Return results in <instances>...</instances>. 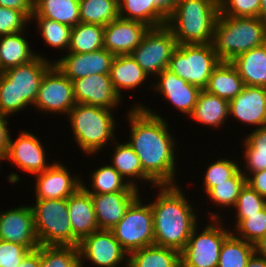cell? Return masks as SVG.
<instances>
[{"label":"cell","instance_id":"1","mask_svg":"<svg viewBox=\"0 0 266 267\" xmlns=\"http://www.w3.org/2000/svg\"><path fill=\"white\" fill-rule=\"evenodd\" d=\"M133 107L127 113L131 128L127 143L140 159L143 172L156 185H175L176 146L168 123L145 105Z\"/></svg>","mask_w":266,"mask_h":267},{"label":"cell","instance_id":"2","mask_svg":"<svg viewBox=\"0 0 266 267\" xmlns=\"http://www.w3.org/2000/svg\"><path fill=\"white\" fill-rule=\"evenodd\" d=\"M157 187L161 191L150 203L154 220V245L181 252L198 225L197 216L177 184Z\"/></svg>","mask_w":266,"mask_h":267},{"label":"cell","instance_id":"3","mask_svg":"<svg viewBox=\"0 0 266 267\" xmlns=\"http://www.w3.org/2000/svg\"><path fill=\"white\" fill-rule=\"evenodd\" d=\"M37 53L28 63L0 74V114L9 116L34 105L45 72L53 65Z\"/></svg>","mask_w":266,"mask_h":267},{"label":"cell","instance_id":"4","mask_svg":"<svg viewBox=\"0 0 266 267\" xmlns=\"http://www.w3.org/2000/svg\"><path fill=\"white\" fill-rule=\"evenodd\" d=\"M266 43V23L259 17L218 15L212 47L220 61L231 62L237 56Z\"/></svg>","mask_w":266,"mask_h":267},{"label":"cell","instance_id":"5","mask_svg":"<svg viewBox=\"0 0 266 267\" xmlns=\"http://www.w3.org/2000/svg\"><path fill=\"white\" fill-rule=\"evenodd\" d=\"M219 12V0H180L166 26L177 44H209Z\"/></svg>","mask_w":266,"mask_h":267},{"label":"cell","instance_id":"6","mask_svg":"<svg viewBox=\"0 0 266 267\" xmlns=\"http://www.w3.org/2000/svg\"><path fill=\"white\" fill-rule=\"evenodd\" d=\"M67 115L74 139L84 153L96 154L107 142L116 139V119L111 109L76 103Z\"/></svg>","mask_w":266,"mask_h":267},{"label":"cell","instance_id":"7","mask_svg":"<svg viewBox=\"0 0 266 267\" xmlns=\"http://www.w3.org/2000/svg\"><path fill=\"white\" fill-rule=\"evenodd\" d=\"M31 206L35 231L40 245L76 246L79 241L73 236L66 199H36Z\"/></svg>","mask_w":266,"mask_h":267},{"label":"cell","instance_id":"8","mask_svg":"<svg viewBox=\"0 0 266 267\" xmlns=\"http://www.w3.org/2000/svg\"><path fill=\"white\" fill-rule=\"evenodd\" d=\"M220 63L212 44H178L168 70L204 90L213 69Z\"/></svg>","mask_w":266,"mask_h":267},{"label":"cell","instance_id":"9","mask_svg":"<svg viewBox=\"0 0 266 267\" xmlns=\"http://www.w3.org/2000/svg\"><path fill=\"white\" fill-rule=\"evenodd\" d=\"M211 222L202 232L193 229L187 244L181 251V267H217L223 241L232 232L224 229L219 214L209 213ZM219 220V221H218Z\"/></svg>","mask_w":266,"mask_h":267},{"label":"cell","instance_id":"10","mask_svg":"<svg viewBox=\"0 0 266 267\" xmlns=\"http://www.w3.org/2000/svg\"><path fill=\"white\" fill-rule=\"evenodd\" d=\"M141 201L138 195L126 209L123 218L111 229L115 239L128 254L154 245L151 205Z\"/></svg>","mask_w":266,"mask_h":267},{"label":"cell","instance_id":"11","mask_svg":"<svg viewBox=\"0 0 266 267\" xmlns=\"http://www.w3.org/2000/svg\"><path fill=\"white\" fill-rule=\"evenodd\" d=\"M177 45L174 35L166 25L149 28L131 55L148 76H155L168 68Z\"/></svg>","mask_w":266,"mask_h":267},{"label":"cell","instance_id":"12","mask_svg":"<svg viewBox=\"0 0 266 267\" xmlns=\"http://www.w3.org/2000/svg\"><path fill=\"white\" fill-rule=\"evenodd\" d=\"M75 105L72 81L53 64L41 80L33 106L46 113L67 115Z\"/></svg>","mask_w":266,"mask_h":267},{"label":"cell","instance_id":"13","mask_svg":"<svg viewBox=\"0 0 266 267\" xmlns=\"http://www.w3.org/2000/svg\"><path fill=\"white\" fill-rule=\"evenodd\" d=\"M78 249L81 267H84L83 261L86 259L99 267H117L125 260L128 267V253L115 239L111 230L94 231L79 242Z\"/></svg>","mask_w":266,"mask_h":267},{"label":"cell","instance_id":"14","mask_svg":"<svg viewBox=\"0 0 266 267\" xmlns=\"http://www.w3.org/2000/svg\"><path fill=\"white\" fill-rule=\"evenodd\" d=\"M0 240L20 244L28 250L40 246L31 206L22 205L0 212Z\"/></svg>","mask_w":266,"mask_h":267},{"label":"cell","instance_id":"15","mask_svg":"<svg viewBox=\"0 0 266 267\" xmlns=\"http://www.w3.org/2000/svg\"><path fill=\"white\" fill-rule=\"evenodd\" d=\"M44 149L37 136L24 130L20 132L16 140L10 136L5 160H9L23 171L35 175L52 165L46 163V151Z\"/></svg>","mask_w":266,"mask_h":267},{"label":"cell","instance_id":"16","mask_svg":"<svg viewBox=\"0 0 266 267\" xmlns=\"http://www.w3.org/2000/svg\"><path fill=\"white\" fill-rule=\"evenodd\" d=\"M115 55L102 48L89 53H67L53 63L71 81L95 74H110Z\"/></svg>","mask_w":266,"mask_h":267},{"label":"cell","instance_id":"17","mask_svg":"<svg viewBox=\"0 0 266 267\" xmlns=\"http://www.w3.org/2000/svg\"><path fill=\"white\" fill-rule=\"evenodd\" d=\"M76 103L89 104L113 110L121 102L115 92L110 74H95L72 81Z\"/></svg>","mask_w":266,"mask_h":267},{"label":"cell","instance_id":"18","mask_svg":"<svg viewBox=\"0 0 266 267\" xmlns=\"http://www.w3.org/2000/svg\"><path fill=\"white\" fill-rule=\"evenodd\" d=\"M150 27L121 17L104 26L103 48L113 55L131 54Z\"/></svg>","mask_w":266,"mask_h":267},{"label":"cell","instance_id":"19","mask_svg":"<svg viewBox=\"0 0 266 267\" xmlns=\"http://www.w3.org/2000/svg\"><path fill=\"white\" fill-rule=\"evenodd\" d=\"M63 164L53 163L48 169L35 174L36 199H66L79 187L82 180L79 176H71Z\"/></svg>","mask_w":266,"mask_h":267},{"label":"cell","instance_id":"20","mask_svg":"<svg viewBox=\"0 0 266 267\" xmlns=\"http://www.w3.org/2000/svg\"><path fill=\"white\" fill-rule=\"evenodd\" d=\"M229 115L244 124L266 126V87L245 86L229 101Z\"/></svg>","mask_w":266,"mask_h":267},{"label":"cell","instance_id":"21","mask_svg":"<svg viewBox=\"0 0 266 267\" xmlns=\"http://www.w3.org/2000/svg\"><path fill=\"white\" fill-rule=\"evenodd\" d=\"M157 76L159 81L153 85V89L163 94L178 111L190 115L201 89L186 82L168 69Z\"/></svg>","mask_w":266,"mask_h":267},{"label":"cell","instance_id":"22","mask_svg":"<svg viewBox=\"0 0 266 267\" xmlns=\"http://www.w3.org/2000/svg\"><path fill=\"white\" fill-rule=\"evenodd\" d=\"M67 207L73 236L79 242L99 230L92 197L83 186L67 198Z\"/></svg>","mask_w":266,"mask_h":267},{"label":"cell","instance_id":"23","mask_svg":"<svg viewBox=\"0 0 266 267\" xmlns=\"http://www.w3.org/2000/svg\"><path fill=\"white\" fill-rule=\"evenodd\" d=\"M96 220L100 230H111L124 216V213L139 192H112L90 194Z\"/></svg>","mask_w":266,"mask_h":267},{"label":"cell","instance_id":"24","mask_svg":"<svg viewBox=\"0 0 266 267\" xmlns=\"http://www.w3.org/2000/svg\"><path fill=\"white\" fill-rule=\"evenodd\" d=\"M231 63L245 86L266 87V43L237 56Z\"/></svg>","mask_w":266,"mask_h":267},{"label":"cell","instance_id":"25","mask_svg":"<svg viewBox=\"0 0 266 267\" xmlns=\"http://www.w3.org/2000/svg\"><path fill=\"white\" fill-rule=\"evenodd\" d=\"M110 79L115 92L122 98V89L134 90L148 79V74L131 54L116 55L111 65Z\"/></svg>","mask_w":266,"mask_h":267},{"label":"cell","instance_id":"26","mask_svg":"<svg viewBox=\"0 0 266 267\" xmlns=\"http://www.w3.org/2000/svg\"><path fill=\"white\" fill-rule=\"evenodd\" d=\"M245 87L236 67L227 61L220 63L213 69L204 90L228 101L232 100Z\"/></svg>","mask_w":266,"mask_h":267},{"label":"cell","instance_id":"27","mask_svg":"<svg viewBox=\"0 0 266 267\" xmlns=\"http://www.w3.org/2000/svg\"><path fill=\"white\" fill-rule=\"evenodd\" d=\"M229 111L228 100L201 90L189 117L210 127H220L228 118Z\"/></svg>","mask_w":266,"mask_h":267},{"label":"cell","instance_id":"28","mask_svg":"<svg viewBox=\"0 0 266 267\" xmlns=\"http://www.w3.org/2000/svg\"><path fill=\"white\" fill-rule=\"evenodd\" d=\"M23 32L0 36L1 73L7 69L28 63L37 56L35 51L30 49L31 46H29Z\"/></svg>","mask_w":266,"mask_h":267},{"label":"cell","instance_id":"29","mask_svg":"<svg viewBox=\"0 0 266 267\" xmlns=\"http://www.w3.org/2000/svg\"><path fill=\"white\" fill-rule=\"evenodd\" d=\"M32 17H43L74 27L80 22L79 0H34Z\"/></svg>","mask_w":266,"mask_h":267},{"label":"cell","instance_id":"30","mask_svg":"<svg viewBox=\"0 0 266 267\" xmlns=\"http://www.w3.org/2000/svg\"><path fill=\"white\" fill-rule=\"evenodd\" d=\"M128 267H181V252L151 245L128 254Z\"/></svg>","mask_w":266,"mask_h":267},{"label":"cell","instance_id":"31","mask_svg":"<svg viewBox=\"0 0 266 267\" xmlns=\"http://www.w3.org/2000/svg\"><path fill=\"white\" fill-rule=\"evenodd\" d=\"M116 144V148L114 150V154L112 155L113 158L111 166L123 177H128V184L130 186L137 188V184L135 182L137 179H142V181H147L152 183V186H157L144 172L140 163V159L138 158L137 154L133 150V148L127 143H119L117 140L114 141ZM132 178V179H131ZM133 179H135L133 181ZM130 180V181H129ZM136 183V184H135Z\"/></svg>","mask_w":266,"mask_h":267},{"label":"cell","instance_id":"32","mask_svg":"<svg viewBox=\"0 0 266 267\" xmlns=\"http://www.w3.org/2000/svg\"><path fill=\"white\" fill-rule=\"evenodd\" d=\"M119 17L139 21L150 28L166 25L167 19L157 10L156 0H118Z\"/></svg>","mask_w":266,"mask_h":267},{"label":"cell","instance_id":"33","mask_svg":"<svg viewBox=\"0 0 266 267\" xmlns=\"http://www.w3.org/2000/svg\"><path fill=\"white\" fill-rule=\"evenodd\" d=\"M104 26L79 22L72 27L68 53H89L103 48Z\"/></svg>","mask_w":266,"mask_h":267},{"label":"cell","instance_id":"34","mask_svg":"<svg viewBox=\"0 0 266 267\" xmlns=\"http://www.w3.org/2000/svg\"><path fill=\"white\" fill-rule=\"evenodd\" d=\"M90 179L92 180V191L84 185V182H82V186L89 194L139 192V188L130 186L128 181L124 180V178L110 164L95 169L91 174Z\"/></svg>","mask_w":266,"mask_h":267},{"label":"cell","instance_id":"35","mask_svg":"<svg viewBox=\"0 0 266 267\" xmlns=\"http://www.w3.org/2000/svg\"><path fill=\"white\" fill-rule=\"evenodd\" d=\"M80 22L106 26L119 17L118 0H79Z\"/></svg>","mask_w":266,"mask_h":267},{"label":"cell","instance_id":"36","mask_svg":"<svg viewBox=\"0 0 266 267\" xmlns=\"http://www.w3.org/2000/svg\"><path fill=\"white\" fill-rule=\"evenodd\" d=\"M254 252L253 244L231 232L223 241L217 267H246Z\"/></svg>","mask_w":266,"mask_h":267},{"label":"cell","instance_id":"37","mask_svg":"<svg viewBox=\"0 0 266 267\" xmlns=\"http://www.w3.org/2000/svg\"><path fill=\"white\" fill-rule=\"evenodd\" d=\"M245 172L254 173L266 170V126L256 128L244 141Z\"/></svg>","mask_w":266,"mask_h":267},{"label":"cell","instance_id":"38","mask_svg":"<svg viewBox=\"0 0 266 267\" xmlns=\"http://www.w3.org/2000/svg\"><path fill=\"white\" fill-rule=\"evenodd\" d=\"M247 184V178L240 169L228 182L215 183V186L207 193V198L218 207H230L236 205L238 196L244 186Z\"/></svg>","mask_w":266,"mask_h":267},{"label":"cell","instance_id":"39","mask_svg":"<svg viewBox=\"0 0 266 267\" xmlns=\"http://www.w3.org/2000/svg\"><path fill=\"white\" fill-rule=\"evenodd\" d=\"M40 267H81L76 246L40 245Z\"/></svg>","mask_w":266,"mask_h":267},{"label":"cell","instance_id":"40","mask_svg":"<svg viewBox=\"0 0 266 267\" xmlns=\"http://www.w3.org/2000/svg\"><path fill=\"white\" fill-rule=\"evenodd\" d=\"M37 20V26L41 31L45 42L51 47L62 49L69 48L72 27L43 17H31Z\"/></svg>","mask_w":266,"mask_h":267},{"label":"cell","instance_id":"41","mask_svg":"<svg viewBox=\"0 0 266 267\" xmlns=\"http://www.w3.org/2000/svg\"><path fill=\"white\" fill-rule=\"evenodd\" d=\"M236 229L233 234L251 244L258 242L266 234V207L245 219H236Z\"/></svg>","mask_w":266,"mask_h":267},{"label":"cell","instance_id":"42","mask_svg":"<svg viewBox=\"0 0 266 267\" xmlns=\"http://www.w3.org/2000/svg\"><path fill=\"white\" fill-rule=\"evenodd\" d=\"M237 162L231 159L221 158L208 166L204 175L203 185L206 193H208L215 183L228 182L241 168Z\"/></svg>","mask_w":266,"mask_h":267},{"label":"cell","instance_id":"43","mask_svg":"<svg viewBox=\"0 0 266 267\" xmlns=\"http://www.w3.org/2000/svg\"><path fill=\"white\" fill-rule=\"evenodd\" d=\"M265 207L266 198L246 184L241 190L236 205L233 208L237 209L236 219H245L248 215L258 213Z\"/></svg>","mask_w":266,"mask_h":267},{"label":"cell","instance_id":"44","mask_svg":"<svg viewBox=\"0 0 266 267\" xmlns=\"http://www.w3.org/2000/svg\"><path fill=\"white\" fill-rule=\"evenodd\" d=\"M261 0H219V15L258 17Z\"/></svg>","mask_w":266,"mask_h":267},{"label":"cell","instance_id":"45","mask_svg":"<svg viewBox=\"0 0 266 267\" xmlns=\"http://www.w3.org/2000/svg\"><path fill=\"white\" fill-rule=\"evenodd\" d=\"M29 20L31 18L23 11L0 6V36L26 30Z\"/></svg>","mask_w":266,"mask_h":267},{"label":"cell","instance_id":"46","mask_svg":"<svg viewBox=\"0 0 266 267\" xmlns=\"http://www.w3.org/2000/svg\"><path fill=\"white\" fill-rule=\"evenodd\" d=\"M29 251L20 244L0 240V267H18Z\"/></svg>","mask_w":266,"mask_h":267},{"label":"cell","instance_id":"47","mask_svg":"<svg viewBox=\"0 0 266 267\" xmlns=\"http://www.w3.org/2000/svg\"><path fill=\"white\" fill-rule=\"evenodd\" d=\"M243 174L247 178V185L266 198V170L251 173V176L247 172Z\"/></svg>","mask_w":266,"mask_h":267},{"label":"cell","instance_id":"48","mask_svg":"<svg viewBox=\"0 0 266 267\" xmlns=\"http://www.w3.org/2000/svg\"><path fill=\"white\" fill-rule=\"evenodd\" d=\"M0 6L23 11L30 18L33 14V0H0Z\"/></svg>","mask_w":266,"mask_h":267},{"label":"cell","instance_id":"49","mask_svg":"<svg viewBox=\"0 0 266 267\" xmlns=\"http://www.w3.org/2000/svg\"><path fill=\"white\" fill-rule=\"evenodd\" d=\"M7 117L6 115L0 114V154L2 155L6 154L10 138V132L7 128L9 124L6 119Z\"/></svg>","mask_w":266,"mask_h":267},{"label":"cell","instance_id":"50","mask_svg":"<svg viewBox=\"0 0 266 267\" xmlns=\"http://www.w3.org/2000/svg\"><path fill=\"white\" fill-rule=\"evenodd\" d=\"M18 267H40V246L30 250L23 258Z\"/></svg>","mask_w":266,"mask_h":267},{"label":"cell","instance_id":"51","mask_svg":"<svg viewBox=\"0 0 266 267\" xmlns=\"http://www.w3.org/2000/svg\"><path fill=\"white\" fill-rule=\"evenodd\" d=\"M180 0H156L157 10L166 18L175 11Z\"/></svg>","mask_w":266,"mask_h":267},{"label":"cell","instance_id":"52","mask_svg":"<svg viewBox=\"0 0 266 267\" xmlns=\"http://www.w3.org/2000/svg\"><path fill=\"white\" fill-rule=\"evenodd\" d=\"M246 267H266V259L260 257L254 252L252 256L248 259Z\"/></svg>","mask_w":266,"mask_h":267},{"label":"cell","instance_id":"53","mask_svg":"<svg viewBox=\"0 0 266 267\" xmlns=\"http://www.w3.org/2000/svg\"><path fill=\"white\" fill-rule=\"evenodd\" d=\"M254 251L257 255L266 259V234L254 244Z\"/></svg>","mask_w":266,"mask_h":267},{"label":"cell","instance_id":"54","mask_svg":"<svg viewBox=\"0 0 266 267\" xmlns=\"http://www.w3.org/2000/svg\"><path fill=\"white\" fill-rule=\"evenodd\" d=\"M258 17L266 23V0H261Z\"/></svg>","mask_w":266,"mask_h":267},{"label":"cell","instance_id":"55","mask_svg":"<svg viewBox=\"0 0 266 267\" xmlns=\"http://www.w3.org/2000/svg\"><path fill=\"white\" fill-rule=\"evenodd\" d=\"M1 160H5V155H2L0 154V163H1ZM1 167V166H0ZM1 169V168H0Z\"/></svg>","mask_w":266,"mask_h":267}]
</instances>
